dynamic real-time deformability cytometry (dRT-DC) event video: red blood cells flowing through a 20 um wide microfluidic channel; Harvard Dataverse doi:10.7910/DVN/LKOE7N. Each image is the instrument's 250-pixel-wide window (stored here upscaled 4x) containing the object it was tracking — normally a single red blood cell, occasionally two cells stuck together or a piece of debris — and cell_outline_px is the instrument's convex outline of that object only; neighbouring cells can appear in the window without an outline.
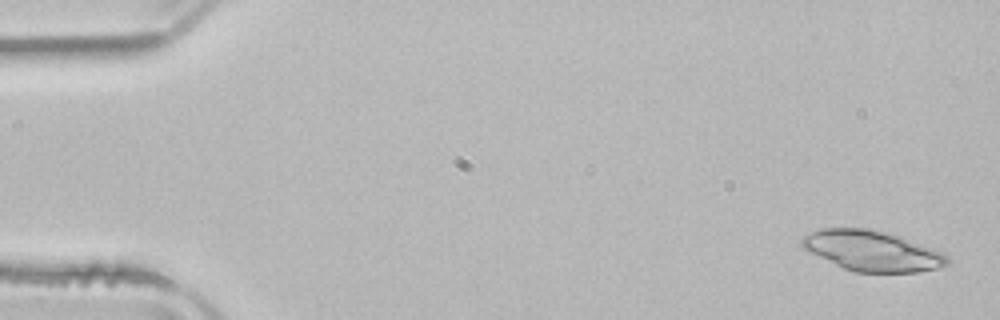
{"species": "common noctule bat (a hibernating species)", "species_latin": "Nyctalus noctula", "temperature_condition": "room temperature", "stored_images_in_passage": 5, "camera_frame_rate_fps": 3000, "um_per_image_px": 0.085, "animal": {"sex": "male", "body_mass_g": 21.5, "forearm_length_mm": 52.0}, "frame": {"image": 1, "passage_image": 1, "time_ms": 0.0, "image_size_px": [1000, 320], "cell_outline_px": [[948, 264], [940, 268], [916, 272], [856, 272], [844, 268], [808, 252], [800, 244], [800, 240], [804, 236], [820, 228], [872, 228], [892, 232], [932, 248], [948, 256]], "centroid_in_image_um": [74.13, 21.3], "position_along_channel_um": 10.9, "area_um2": 34.39}}